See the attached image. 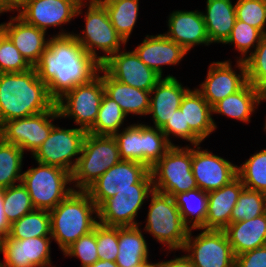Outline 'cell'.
Returning <instances> with one entry per match:
<instances>
[{"mask_svg":"<svg viewBox=\"0 0 266 267\" xmlns=\"http://www.w3.org/2000/svg\"><path fill=\"white\" fill-rule=\"evenodd\" d=\"M34 67L39 78L47 84L49 95L57 101L69 90L95 78L101 64L73 35H51L47 49Z\"/></svg>","mask_w":266,"mask_h":267,"instance_id":"cell-1","label":"cell"},{"mask_svg":"<svg viewBox=\"0 0 266 267\" xmlns=\"http://www.w3.org/2000/svg\"><path fill=\"white\" fill-rule=\"evenodd\" d=\"M56 101L35 67L18 73H0V127L7 121L51 110Z\"/></svg>","mask_w":266,"mask_h":267,"instance_id":"cell-2","label":"cell"},{"mask_svg":"<svg viewBox=\"0 0 266 267\" xmlns=\"http://www.w3.org/2000/svg\"><path fill=\"white\" fill-rule=\"evenodd\" d=\"M49 212L51 237L62 253L99 223L98 208L84 190H73Z\"/></svg>","mask_w":266,"mask_h":267,"instance_id":"cell-3","label":"cell"},{"mask_svg":"<svg viewBox=\"0 0 266 267\" xmlns=\"http://www.w3.org/2000/svg\"><path fill=\"white\" fill-rule=\"evenodd\" d=\"M84 8L87 10L83 11ZM81 14L84 15L85 28L72 35L97 62L103 64L110 56L123 49L122 46H126L127 43L112 26L104 6L91 0H83L78 6L76 18Z\"/></svg>","mask_w":266,"mask_h":267,"instance_id":"cell-4","label":"cell"},{"mask_svg":"<svg viewBox=\"0 0 266 267\" xmlns=\"http://www.w3.org/2000/svg\"><path fill=\"white\" fill-rule=\"evenodd\" d=\"M149 201L146 223L142 230L162 244L163 248L166 246V254L182 251L190 229L184 224L174 198L153 190L147 199Z\"/></svg>","mask_w":266,"mask_h":267,"instance_id":"cell-5","label":"cell"},{"mask_svg":"<svg viewBox=\"0 0 266 267\" xmlns=\"http://www.w3.org/2000/svg\"><path fill=\"white\" fill-rule=\"evenodd\" d=\"M114 136L86 134L77 165L72 175L74 190H86L108 169L120 161Z\"/></svg>","mask_w":266,"mask_h":267,"instance_id":"cell-6","label":"cell"},{"mask_svg":"<svg viewBox=\"0 0 266 267\" xmlns=\"http://www.w3.org/2000/svg\"><path fill=\"white\" fill-rule=\"evenodd\" d=\"M35 163L36 167L23 171L21 182L26 187L34 208L50 211L74 190L71 186L72 175L57 166Z\"/></svg>","mask_w":266,"mask_h":267,"instance_id":"cell-7","label":"cell"},{"mask_svg":"<svg viewBox=\"0 0 266 267\" xmlns=\"http://www.w3.org/2000/svg\"><path fill=\"white\" fill-rule=\"evenodd\" d=\"M153 189L171 195L198 188L192 173V146H172L151 168Z\"/></svg>","mask_w":266,"mask_h":267,"instance_id":"cell-8","label":"cell"},{"mask_svg":"<svg viewBox=\"0 0 266 267\" xmlns=\"http://www.w3.org/2000/svg\"><path fill=\"white\" fill-rule=\"evenodd\" d=\"M152 176L149 172L135 189H124L113 197L106 199L98 207V222L106 226L133 227L143 225L138 222V211L146 203L150 193L153 191Z\"/></svg>","mask_w":266,"mask_h":267,"instance_id":"cell-9","label":"cell"},{"mask_svg":"<svg viewBox=\"0 0 266 267\" xmlns=\"http://www.w3.org/2000/svg\"><path fill=\"white\" fill-rule=\"evenodd\" d=\"M104 93L100 68L90 82L74 87L56 101L61 119H73L74 126L88 131L97 119Z\"/></svg>","mask_w":266,"mask_h":267,"instance_id":"cell-10","label":"cell"},{"mask_svg":"<svg viewBox=\"0 0 266 267\" xmlns=\"http://www.w3.org/2000/svg\"><path fill=\"white\" fill-rule=\"evenodd\" d=\"M87 131L73 127L64 128L55 124L48 138L33 153L35 162L53 165L73 173L82 151Z\"/></svg>","mask_w":266,"mask_h":267,"instance_id":"cell-11","label":"cell"},{"mask_svg":"<svg viewBox=\"0 0 266 267\" xmlns=\"http://www.w3.org/2000/svg\"><path fill=\"white\" fill-rule=\"evenodd\" d=\"M195 230L201 231L193 235ZM195 230L189 231L182 249L195 267H235V255L224 230Z\"/></svg>","mask_w":266,"mask_h":267,"instance_id":"cell-12","label":"cell"},{"mask_svg":"<svg viewBox=\"0 0 266 267\" xmlns=\"http://www.w3.org/2000/svg\"><path fill=\"white\" fill-rule=\"evenodd\" d=\"M61 120L57 105L51 110L25 118L13 119L0 127L2 139L14 144L31 156L48 138L55 120Z\"/></svg>","mask_w":266,"mask_h":267,"instance_id":"cell-13","label":"cell"},{"mask_svg":"<svg viewBox=\"0 0 266 267\" xmlns=\"http://www.w3.org/2000/svg\"><path fill=\"white\" fill-rule=\"evenodd\" d=\"M83 0H27L25 5L17 12L27 24L38 29L48 31L51 27H60V31L53 36H67L69 32L62 26L71 24L75 19L79 4ZM68 31V32H67Z\"/></svg>","mask_w":266,"mask_h":267,"instance_id":"cell-14","label":"cell"},{"mask_svg":"<svg viewBox=\"0 0 266 267\" xmlns=\"http://www.w3.org/2000/svg\"><path fill=\"white\" fill-rule=\"evenodd\" d=\"M235 62L232 66L230 58L224 61H213L208 66L205 80L199 84V88L196 87L211 107L228 95L236 93L247 83L245 62L239 60Z\"/></svg>","mask_w":266,"mask_h":267,"instance_id":"cell-15","label":"cell"},{"mask_svg":"<svg viewBox=\"0 0 266 267\" xmlns=\"http://www.w3.org/2000/svg\"><path fill=\"white\" fill-rule=\"evenodd\" d=\"M150 169L138 162L120 160L94 181L85 191L97 206L124 189H135Z\"/></svg>","mask_w":266,"mask_h":267,"instance_id":"cell-16","label":"cell"},{"mask_svg":"<svg viewBox=\"0 0 266 267\" xmlns=\"http://www.w3.org/2000/svg\"><path fill=\"white\" fill-rule=\"evenodd\" d=\"M199 145L192 146V173L205 192L220 189L237 177V165Z\"/></svg>","mask_w":266,"mask_h":267,"instance_id":"cell-17","label":"cell"},{"mask_svg":"<svg viewBox=\"0 0 266 267\" xmlns=\"http://www.w3.org/2000/svg\"><path fill=\"white\" fill-rule=\"evenodd\" d=\"M52 237L1 239L2 267H56L51 260Z\"/></svg>","mask_w":266,"mask_h":267,"instance_id":"cell-18","label":"cell"},{"mask_svg":"<svg viewBox=\"0 0 266 267\" xmlns=\"http://www.w3.org/2000/svg\"><path fill=\"white\" fill-rule=\"evenodd\" d=\"M101 68L115 80L145 91H151L162 78L134 50L126 51V46L110 56Z\"/></svg>","mask_w":266,"mask_h":267,"instance_id":"cell-19","label":"cell"},{"mask_svg":"<svg viewBox=\"0 0 266 267\" xmlns=\"http://www.w3.org/2000/svg\"><path fill=\"white\" fill-rule=\"evenodd\" d=\"M167 18L168 31L164 34L188 53L196 46L211 45L200 9L173 10Z\"/></svg>","mask_w":266,"mask_h":267,"instance_id":"cell-20","label":"cell"},{"mask_svg":"<svg viewBox=\"0 0 266 267\" xmlns=\"http://www.w3.org/2000/svg\"><path fill=\"white\" fill-rule=\"evenodd\" d=\"M10 17L8 22L0 23V29L34 67L47 49L51 36L46 31L27 24L17 14Z\"/></svg>","mask_w":266,"mask_h":267,"instance_id":"cell-21","label":"cell"},{"mask_svg":"<svg viewBox=\"0 0 266 267\" xmlns=\"http://www.w3.org/2000/svg\"><path fill=\"white\" fill-rule=\"evenodd\" d=\"M189 89L172 74L161 78L150 91V107L147 116L151 115L153 125L151 123L148 125L161 129L174 111L180 108L181 101Z\"/></svg>","mask_w":266,"mask_h":267,"instance_id":"cell-22","label":"cell"},{"mask_svg":"<svg viewBox=\"0 0 266 267\" xmlns=\"http://www.w3.org/2000/svg\"><path fill=\"white\" fill-rule=\"evenodd\" d=\"M143 41L134 48L139 58L162 78L163 66L179 65L188 52L169 39L164 33L145 35Z\"/></svg>","mask_w":266,"mask_h":267,"instance_id":"cell-23","label":"cell"},{"mask_svg":"<svg viewBox=\"0 0 266 267\" xmlns=\"http://www.w3.org/2000/svg\"><path fill=\"white\" fill-rule=\"evenodd\" d=\"M262 102H266V95L247 82L239 91L217 102L212 107V115L219 114L248 124Z\"/></svg>","mask_w":266,"mask_h":267,"instance_id":"cell-24","label":"cell"},{"mask_svg":"<svg viewBox=\"0 0 266 267\" xmlns=\"http://www.w3.org/2000/svg\"><path fill=\"white\" fill-rule=\"evenodd\" d=\"M244 185L236 177L220 189L208 192L205 229L224 230L230 224L232 210Z\"/></svg>","mask_w":266,"mask_h":267,"instance_id":"cell-25","label":"cell"},{"mask_svg":"<svg viewBox=\"0 0 266 267\" xmlns=\"http://www.w3.org/2000/svg\"><path fill=\"white\" fill-rule=\"evenodd\" d=\"M180 109L184 112L185 127H190L202 141L218 128L212 115V107L196 88H190L185 93Z\"/></svg>","mask_w":266,"mask_h":267,"instance_id":"cell-26","label":"cell"},{"mask_svg":"<svg viewBox=\"0 0 266 267\" xmlns=\"http://www.w3.org/2000/svg\"><path fill=\"white\" fill-rule=\"evenodd\" d=\"M102 83L105 94L116 101L123 112L127 115L147 116L150 107V91H145L124 84L110 77L102 69Z\"/></svg>","mask_w":266,"mask_h":267,"instance_id":"cell-27","label":"cell"},{"mask_svg":"<svg viewBox=\"0 0 266 267\" xmlns=\"http://www.w3.org/2000/svg\"><path fill=\"white\" fill-rule=\"evenodd\" d=\"M224 232L235 256L266 245V213L230 223Z\"/></svg>","mask_w":266,"mask_h":267,"instance_id":"cell-28","label":"cell"},{"mask_svg":"<svg viewBox=\"0 0 266 267\" xmlns=\"http://www.w3.org/2000/svg\"><path fill=\"white\" fill-rule=\"evenodd\" d=\"M205 9L202 14L210 43L224 44L237 20L235 3L232 0H206Z\"/></svg>","mask_w":266,"mask_h":267,"instance_id":"cell-29","label":"cell"},{"mask_svg":"<svg viewBox=\"0 0 266 267\" xmlns=\"http://www.w3.org/2000/svg\"><path fill=\"white\" fill-rule=\"evenodd\" d=\"M142 226L118 227L119 267H138L149 259V247Z\"/></svg>","mask_w":266,"mask_h":267,"instance_id":"cell-30","label":"cell"},{"mask_svg":"<svg viewBox=\"0 0 266 267\" xmlns=\"http://www.w3.org/2000/svg\"><path fill=\"white\" fill-rule=\"evenodd\" d=\"M184 224L190 229H205L208 192L199 188L176 194L174 197Z\"/></svg>","mask_w":266,"mask_h":267,"instance_id":"cell-31","label":"cell"},{"mask_svg":"<svg viewBox=\"0 0 266 267\" xmlns=\"http://www.w3.org/2000/svg\"><path fill=\"white\" fill-rule=\"evenodd\" d=\"M51 237V216L48 210L35 209L12 222L8 237L3 239H28Z\"/></svg>","mask_w":266,"mask_h":267,"instance_id":"cell-32","label":"cell"},{"mask_svg":"<svg viewBox=\"0 0 266 267\" xmlns=\"http://www.w3.org/2000/svg\"><path fill=\"white\" fill-rule=\"evenodd\" d=\"M140 0H116L103 5L109 15L112 26L127 43L139 17Z\"/></svg>","mask_w":266,"mask_h":267,"instance_id":"cell-33","label":"cell"},{"mask_svg":"<svg viewBox=\"0 0 266 267\" xmlns=\"http://www.w3.org/2000/svg\"><path fill=\"white\" fill-rule=\"evenodd\" d=\"M24 153L18 146L5 142L0 135V187L8 188L21 182Z\"/></svg>","mask_w":266,"mask_h":267,"instance_id":"cell-34","label":"cell"},{"mask_svg":"<svg viewBox=\"0 0 266 267\" xmlns=\"http://www.w3.org/2000/svg\"><path fill=\"white\" fill-rule=\"evenodd\" d=\"M127 115L118 103L109 98L105 93L102 97L97 119L94 125L87 131L94 135L113 136L124 127L128 121Z\"/></svg>","mask_w":266,"mask_h":267,"instance_id":"cell-35","label":"cell"},{"mask_svg":"<svg viewBox=\"0 0 266 267\" xmlns=\"http://www.w3.org/2000/svg\"><path fill=\"white\" fill-rule=\"evenodd\" d=\"M237 177L245 188L266 194V148L257 150L237 165Z\"/></svg>","mask_w":266,"mask_h":267,"instance_id":"cell-36","label":"cell"},{"mask_svg":"<svg viewBox=\"0 0 266 267\" xmlns=\"http://www.w3.org/2000/svg\"><path fill=\"white\" fill-rule=\"evenodd\" d=\"M125 124L114 136L121 160L134 161L143 164V123Z\"/></svg>","mask_w":266,"mask_h":267,"instance_id":"cell-37","label":"cell"},{"mask_svg":"<svg viewBox=\"0 0 266 267\" xmlns=\"http://www.w3.org/2000/svg\"><path fill=\"white\" fill-rule=\"evenodd\" d=\"M263 35L257 28L241 20H236L231 35L224 45H232L234 50L240 54L239 57H235L236 60L245 61L259 45Z\"/></svg>","mask_w":266,"mask_h":267,"instance_id":"cell-38","label":"cell"},{"mask_svg":"<svg viewBox=\"0 0 266 267\" xmlns=\"http://www.w3.org/2000/svg\"><path fill=\"white\" fill-rule=\"evenodd\" d=\"M266 213V194L243 188L232 210L230 223L250 220Z\"/></svg>","mask_w":266,"mask_h":267,"instance_id":"cell-39","label":"cell"},{"mask_svg":"<svg viewBox=\"0 0 266 267\" xmlns=\"http://www.w3.org/2000/svg\"><path fill=\"white\" fill-rule=\"evenodd\" d=\"M3 206L6 219L10 224L35 210L31 197L22 182L4 188Z\"/></svg>","mask_w":266,"mask_h":267,"instance_id":"cell-40","label":"cell"},{"mask_svg":"<svg viewBox=\"0 0 266 267\" xmlns=\"http://www.w3.org/2000/svg\"><path fill=\"white\" fill-rule=\"evenodd\" d=\"M143 165L149 169L172 147L161 129L143 124Z\"/></svg>","mask_w":266,"mask_h":267,"instance_id":"cell-41","label":"cell"},{"mask_svg":"<svg viewBox=\"0 0 266 267\" xmlns=\"http://www.w3.org/2000/svg\"><path fill=\"white\" fill-rule=\"evenodd\" d=\"M244 62L247 82L266 95V33L253 53Z\"/></svg>","mask_w":266,"mask_h":267,"instance_id":"cell-42","label":"cell"},{"mask_svg":"<svg viewBox=\"0 0 266 267\" xmlns=\"http://www.w3.org/2000/svg\"><path fill=\"white\" fill-rule=\"evenodd\" d=\"M31 68L32 66L0 29V73H18Z\"/></svg>","mask_w":266,"mask_h":267,"instance_id":"cell-43","label":"cell"},{"mask_svg":"<svg viewBox=\"0 0 266 267\" xmlns=\"http://www.w3.org/2000/svg\"><path fill=\"white\" fill-rule=\"evenodd\" d=\"M237 20L266 33V0H236Z\"/></svg>","mask_w":266,"mask_h":267,"instance_id":"cell-44","label":"cell"},{"mask_svg":"<svg viewBox=\"0 0 266 267\" xmlns=\"http://www.w3.org/2000/svg\"><path fill=\"white\" fill-rule=\"evenodd\" d=\"M63 256L64 258L71 257L80 260L81 267H88L98 261L96 227L92 232L81 236L69 246L63 252Z\"/></svg>","mask_w":266,"mask_h":267,"instance_id":"cell-45","label":"cell"},{"mask_svg":"<svg viewBox=\"0 0 266 267\" xmlns=\"http://www.w3.org/2000/svg\"><path fill=\"white\" fill-rule=\"evenodd\" d=\"M161 131L165 134L168 142L172 146H176L173 143L171 138H179L180 140H184V142H188L190 144H186V146L199 145L203 141L190 129V127H185V118L184 112L179 108L174 111L171 118L166 122V124L161 128ZM172 136V137H171Z\"/></svg>","mask_w":266,"mask_h":267,"instance_id":"cell-46","label":"cell"},{"mask_svg":"<svg viewBox=\"0 0 266 267\" xmlns=\"http://www.w3.org/2000/svg\"><path fill=\"white\" fill-rule=\"evenodd\" d=\"M97 254L100 260L116 261L118 254V227L96 225Z\"/></svg>","mask_w":266,"mask_h":267,"instance_id":"cell-47","label":"cell"},{"mask_svg":"<svg viewBox=\"0 0 266 267\" xmlns=\"http://www.w3.org/2000/svg\"><path fill=\"white\" fill-rule=\"evenodd\" d=\"M235 267H266V245L235 256Z\"/></svg>","mask_w":266,"mask_h":267,"instance_id":"cell-48","label":"cell"},{"mask_svg":"<svg viewBox=\"0 0 266 267\" xmlns=\"http://www.w3.org/2000/svg\"><path fill=\"white\" fill-rule=\"evenodd\" d=\"M167 261H156V267H195L186 255L175 256Z\"/></svg>","mask_w":266,"mask_h":267,"instance_id":"cell-49","label":"cell"},{"mask_svg":"<svg viewBox=\"0 0 266 267\" xmlns=\"http://www.w3.org/2000/svg\"><path fill=\"white\" fill-rule=\"evenodd\" d=\"M4 188L0 187V240L8 237L10 232V222L4 213Z\"/></svg>","mask_w":266,"mask_h":267,"instance_id":"cell-50","label":"cell"},{"mask_svg":"<svg viewBox=\"0 0 266 267\" xmlns=\"http://www.w3.org/2000/svg\"><path fill=\"white\" fill-rule=\"evenodd\" d=\"M3 5L13 14L18 12L27 0H1Z\"/></svg>","mask_w":266,"mask_h":267,"instance_id":"cell-51","label":"cell"},{"mask_svg":"<svg viewBox=\"0 0 266 267\" xmlns=\"http://www.w3.org/2000/svg\"><path fill=\"white\" fill-rule=\"evenodd\" d=\"M88 267H119L115 262L112 261H103V260H98L94 264L88 266Z\"/></svg>","mask_w":266,"mask_h":267,"instance_id":"cell-52","label":"cell"},{"mask_svg":"<svg viewBox=\"0 0 266 267\" xmlns=\"http://www.w3.org/2000/svg\"><path fill=\"white\" fill-rule=\"evenodd\" d=\"M138 267H156V262H152L150 259V261L148 260Z\"/></svg>","mask_w":266,"mask_h":267,"instance_id":"cell-53","label":"cell"},{"mask_svg":"<svg viewBox=\"0 0 266 267\" xmlns=\"http://www.w3.org/2000/svg\"><path fill=\"white\" fill-rule=\"evenodd\" d=\"M91 1L103 6L105 4L111 3V2L116 1V0H91Z\"/></svg>","mask_w":266,"mask_h":267,"instance_id":"cell-54","label":"cell"},{"mask_svg":"<svg viewBox=\"0 0 266 267\" xmlns=\"http://www.w3.org/2000/svg\"><path fill=\"white\" fill-rule=\"evenodd\" d=\"M10 11L3 5V2L0 0V16L4 13H9Z\"/></svg>","mask_w":266,"mask_h":267,"instance_id":"cell-55","label":"cell"},{"mask_svg":"<svg viewBox=\"0 0 266 267\" xmlns=\"http://www.w3.org/2000/svg\"><path fill=\"white\" fill-rule=\"evenodd\" d=\"M264 120H265V123H264V126H263L264 127L263 130L266 133V118Z\"/></svg>","mask_w":266,"mask_h":267,"instance_id":"cell-56","label":"cell"}]
</instances>
